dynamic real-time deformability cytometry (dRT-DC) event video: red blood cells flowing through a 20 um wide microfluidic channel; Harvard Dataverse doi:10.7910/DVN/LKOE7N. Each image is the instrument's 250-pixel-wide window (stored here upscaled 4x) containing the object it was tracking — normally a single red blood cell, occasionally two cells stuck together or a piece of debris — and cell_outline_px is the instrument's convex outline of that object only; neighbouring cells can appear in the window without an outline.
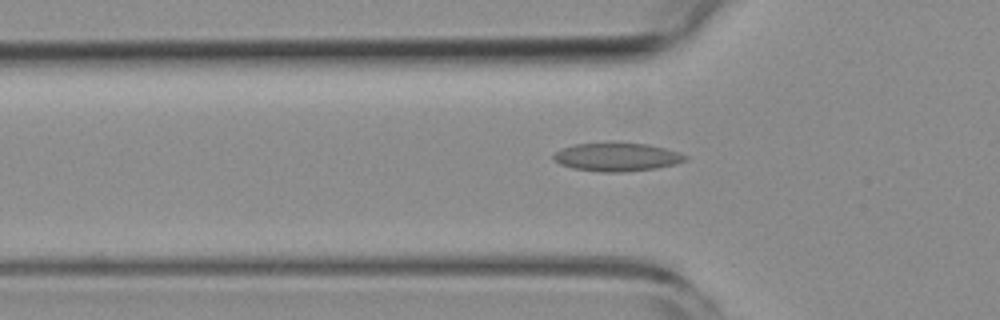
{"species": "common noctule bat (a hibernating species)", "species_latin": "Nyctalus noctula", "temperature_condition": "room temperature", "stored_images_in_passage": 36, "camera_frame_rate_fps": 3000, "um_per_image_px": 0.085, "animal": {"sex": "female", "body_mass_g": 19.3, "forearm_length_mm": 54.1}, "frame": {"image": 1, "passage_image": 7, "time_ms": 2.0, "image_size_px": [1000, 320], "cell_outline_px": [[688, 160], [676, 164], [656, 168], [624, 172], [600, 172], [572, 168], [560, 164], [552, 156], [560, 148], [576, 144], [612, 140], [648, 144], [680, 152], [688, 156]], "centroid_in_image_um": [52.45, 13.31], "position_along_channel_um": 73.4, "area_um2": 22.54}}
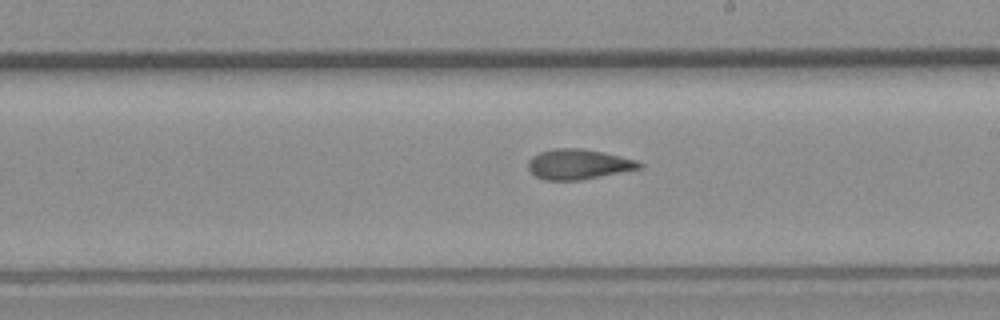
{"frame": {"image": 2, "passage_image": 20, "time_ms": 6.333, "image_size_px": [1000, 320], "cell_outline_px": [[644, 164], [640, 168], [580, 180], [544, 180], [536, 176], [528, 168], [528, 160], [532, 156], [540, 152], [556, 148], [580, 148], [604, 152], [636, 160]], "centroid_in_image_um": [49.14, 13.95], "position_along_channel_um": 239.9, "area_um2": 19.36}}
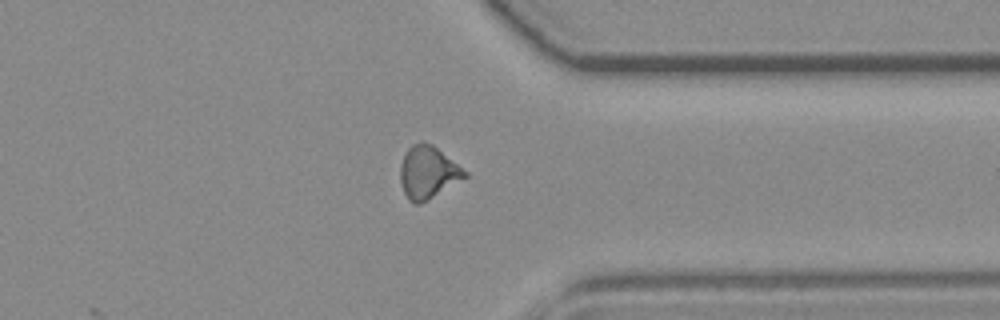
{"frame": {"image": 3, "passage_image": 31, "time_ms": 10.0, "image_size_px": [1000, 320], "cell_outline_px": [[468, 176], [420, 204], [412, 204], [408, 200], [400, 184], [400, 164], [408, 148], [412, 144], [420, 140], [424, 140], [432, 144], [468, 172]], "centroid_in_image_um": [36.35, 14.64], "position_along_channel_um": 375.1, "area_um2": 19.83}, "authors_computed_cell_mechanics": {"area_um2": 19.7098, "velocity_mm_per_s": 3.8198, "shape_relaxation_time_tau1_ms": null, "shape_relaxation_time_tau2_ms": 2.3739, "deformation_change_tau1": null, "deformation_change_tau2": 0.0902}}